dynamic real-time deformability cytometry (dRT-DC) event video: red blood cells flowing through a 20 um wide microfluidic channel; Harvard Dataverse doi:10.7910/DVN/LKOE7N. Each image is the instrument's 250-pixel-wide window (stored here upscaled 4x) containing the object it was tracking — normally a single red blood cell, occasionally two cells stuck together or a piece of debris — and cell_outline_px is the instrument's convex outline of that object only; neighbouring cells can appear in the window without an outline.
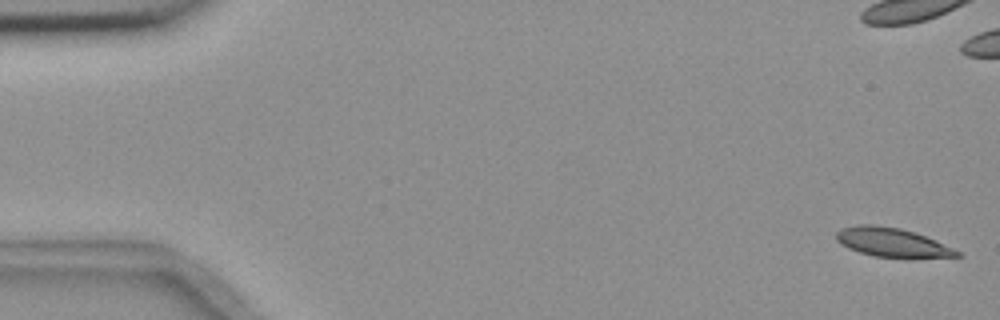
{"species": "common noctule bat (a hibernating species)", "species_latin": "Nyctalus noctula", "temperature_condition": "room temperature", "stored_images_in_passage": 4, "segment_of_instrument_passage": [2, 2], "camera_frame_rate_fps": 3000, "um_per_image_px": 0.085, "animal": {"sex": "female", "body_mass_g": 18.4}, "frame": {"image": 1, "passage_image": 4, "time_ms": 5.0, "image_size_px": [1000, 320], "cell_outline_px": [[964, 256], [872, 256], [848, 248], [840, 244], [836, 240], [836, 232], [840, 228], [856, 224], [872, 224], [900, 228], [936, 240], [960, 252]], "centroid_in_image_um": [75.72, 20.56], "position_along_channel_um": 9.3, "area_um2": 19.83}}